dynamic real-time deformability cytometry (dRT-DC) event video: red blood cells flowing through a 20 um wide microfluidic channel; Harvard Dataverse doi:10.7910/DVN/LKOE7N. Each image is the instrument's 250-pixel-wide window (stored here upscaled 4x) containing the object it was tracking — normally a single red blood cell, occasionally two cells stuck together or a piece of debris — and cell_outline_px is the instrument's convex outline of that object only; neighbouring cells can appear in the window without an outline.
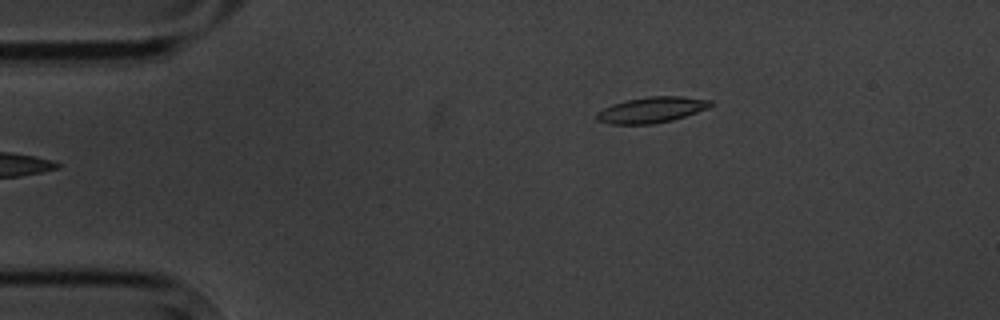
{"species": "common noctule bat (a hibernating species)", "species_latin": "Nyctalus noctula", "temperature_condition": "cold", "stored_images_in_passage": 5, "camera_frame_rate_fps": 3000, "um_per_image_px": 0.085, "animal": {"sex": "male", "body_mass_g": 20.1, "forearm_length_mm": 53.5}, "frame": {"image": 1, "passage_image": 5, "time_ms": 5.0, "image_size_px": [1000, 320], "cell_outline_px": [[712, 104], [708, 108], [672, 120], [652, 124], [608, 124], [596, 120], [596, 112], [612, 104], [628, 100], [648, 96], [680, 96], [712, 100]], "centroid_in_image_um": [55.35, 9.34], "position_along_channel_um": 29.6, "area_um2": 17.05}}